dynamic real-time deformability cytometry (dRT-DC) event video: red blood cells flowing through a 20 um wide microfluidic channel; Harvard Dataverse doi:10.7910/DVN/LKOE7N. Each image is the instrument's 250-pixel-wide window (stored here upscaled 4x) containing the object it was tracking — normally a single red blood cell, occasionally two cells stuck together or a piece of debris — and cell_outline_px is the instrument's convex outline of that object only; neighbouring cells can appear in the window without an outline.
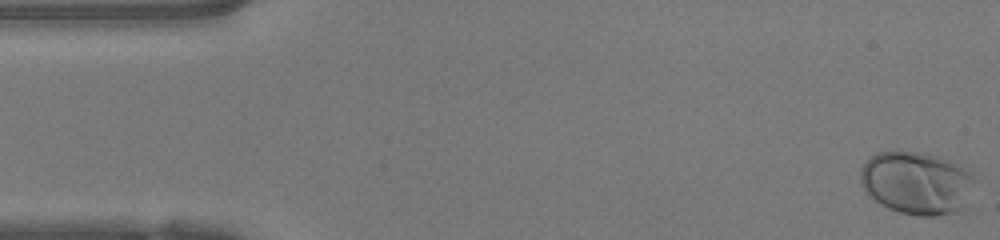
{"species": "human", "species_latin": "Homo sapiens", "temperature_condition": "warm", "stored_images_in_passage": 47, "camera_frame_rate_fps": 3000, "um_per_image_px": 0.085, "donor": {"sex": "female"}, "frame": {"image": 1, "passage_image": 1, "time_ms": 0.0, "image_size_px": [1000, 240], "cell_outline_px": [[976, 180], [956, 212], [932, 216], [920, 216], [900, 212], [888, 208], [876, 200], [864, 188], [860, 180], [860, 168], [876, 152], [920, 152], [936, 156], [960, 164], [968, 168]], "centroid_in_image_um": [77.9, 15.52], "position_along_channel_um": 7.1, "area_um2": 41.1}}
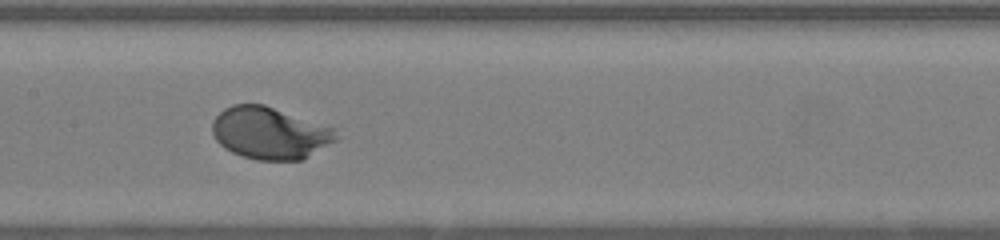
{"frame": {"image": 2, "passage_image": 23, "time_ms": 7.333, "image_size_px": [1000, 240], "cell_outline_px": [[340, 136], [336, 140], [304, 160], [256, 160], [232, 152], [224, 148], [216, 140], [212, 132], [212, 120], [224, 108], [232, 104], [264, 104], [332, 128]], "centroid_in_image_um": [22.91, 11.32], "position_along_channel_um": 184.5, "area_um2": 37.45}}
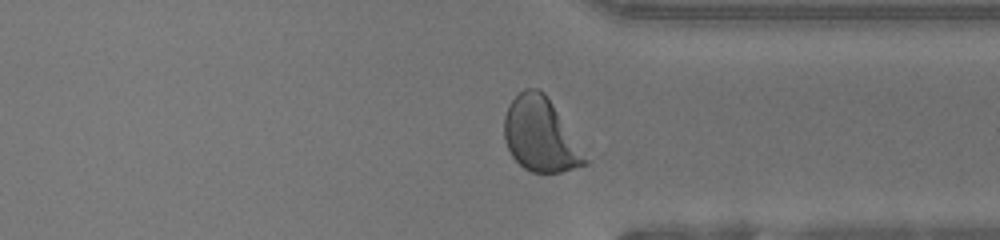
{"frame": {"image": 3, "passage_image": 36, "time_ms": 11.667, "image_size_px": [1000, 240], "cell_outline_px": [[588, 164], [560, 172], [532, 172], [524, 168], [512, 156], [504, 140], [504, 116], [508, 104], [524, 88], [536, 88], [544, 92], [552, 104], [588, 160]], "centroid_in_image_um": [45.89, 11.46], "position_along_channel_um": 365.5, "area_um2": 34.1}}